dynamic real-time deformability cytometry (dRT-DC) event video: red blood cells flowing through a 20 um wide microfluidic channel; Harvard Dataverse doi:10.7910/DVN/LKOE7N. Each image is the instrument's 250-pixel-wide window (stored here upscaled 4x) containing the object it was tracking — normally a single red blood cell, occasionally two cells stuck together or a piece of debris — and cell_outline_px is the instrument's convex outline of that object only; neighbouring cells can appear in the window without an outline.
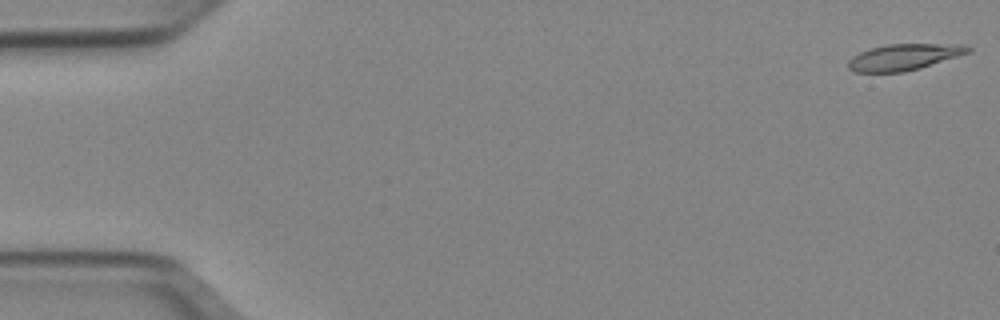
{"species": "Egyptian fruit bat (a non-hibernating species)", "species_latin": "Rousettus aegyptiacus", "temperature_condition": "cold", "stored_images_in_passage": 46, "camera_frame_rate_fps": 3000, "um_per_image_px": 0.085, "animal": {"sex": "female"}, "frame": {"image": 1, "passage_image": 1, "time_ms": 0.0, "image_size_px": [1000, 320], "cell_outline_px": [[972, 52], [920, 68], [904, 72], [852, 72], [848, 68], [848, 60], [852, 56], [860, 52], [872, 48], [888, 44], [964, 44], [972, 48]], "centroid_in_image_um": [76.86, 4.85], "position_along_channel_um": 8.1, "area_um2": 18.44}}
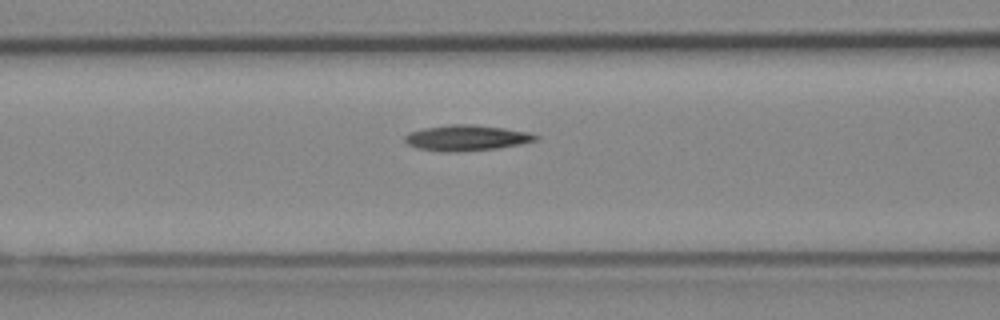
{"frame": {"image": 2, "passage_image": 21, "time_ms": 6.667, "image_size_px": [1000, 320], "cell_outline_px": [[540, 140], [520, 144], [496, 148], [456, 152], [448, 152], [416, 148], [408, 144], [404, 140], [404, 136], [412, 132], [424, 128], [448, 124], [472, 124], [504, 128], [528, 132], [540, 136]], "centroid_in_image_um": [39.68, 11.71], "position_along_channel_um": 126.9, "area_um2": 19.54}}
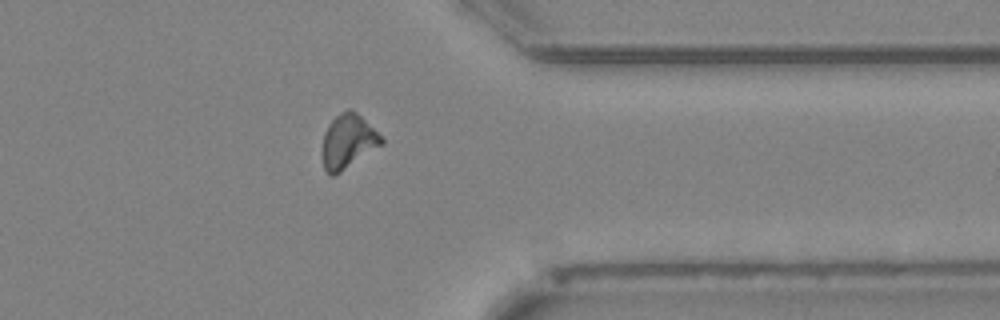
{"frame": {"image": 3, "passage_image": 41, "time_ms": 13.333, "image_size_px": [1000, 320], "cell_outline_px": [[384, 144], [340, 172], [332, 176], [324, 168], [324, 132], [328, 124], [340, 112], [348, 108], [352, 108], [384, 136]], "centroid_in_image_um": [29.65, 11.97], "position_along_channel_um": 381.8, "area_um2": 18.61}}